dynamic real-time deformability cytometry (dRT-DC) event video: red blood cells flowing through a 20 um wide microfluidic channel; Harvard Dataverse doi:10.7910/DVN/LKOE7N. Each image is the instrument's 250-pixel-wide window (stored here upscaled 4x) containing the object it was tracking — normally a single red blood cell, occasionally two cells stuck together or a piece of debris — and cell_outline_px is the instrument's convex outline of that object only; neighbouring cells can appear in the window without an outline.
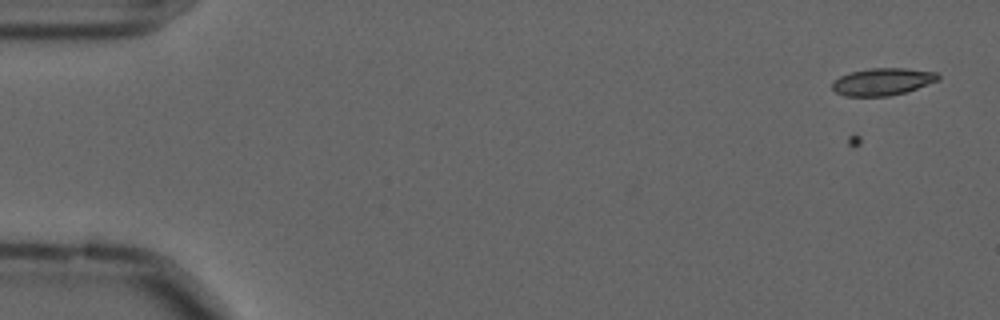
{"species": "common noctule bat (a hibernating species)", "species_latin": "Nyctalus noctula", "temperature_condition": "cold", "stored_images_in_passage": 3, "camera_frame_rate_fps": 3000, "um_per_image_px": 0.085, "animal": {"sex": "male", "forearm_length_mm": 52.5}, "frame": {"image": 1, "passage_image": 3, "time_ms": 0.667, "image_size_px": [1000, 320], "cell_outline_px": [[940, 80], [908, 92], [888, 96], [844, 96], [836, 92], [832, 88], [832, 80], [840, 76], [852, 72], [872, 68], [904, 68], [936, 72], [940, 76]], "centroid_in_image_um": [75.04, 6.95], "position_along_channel_um": 10.0, "area_um2": 16.94}}